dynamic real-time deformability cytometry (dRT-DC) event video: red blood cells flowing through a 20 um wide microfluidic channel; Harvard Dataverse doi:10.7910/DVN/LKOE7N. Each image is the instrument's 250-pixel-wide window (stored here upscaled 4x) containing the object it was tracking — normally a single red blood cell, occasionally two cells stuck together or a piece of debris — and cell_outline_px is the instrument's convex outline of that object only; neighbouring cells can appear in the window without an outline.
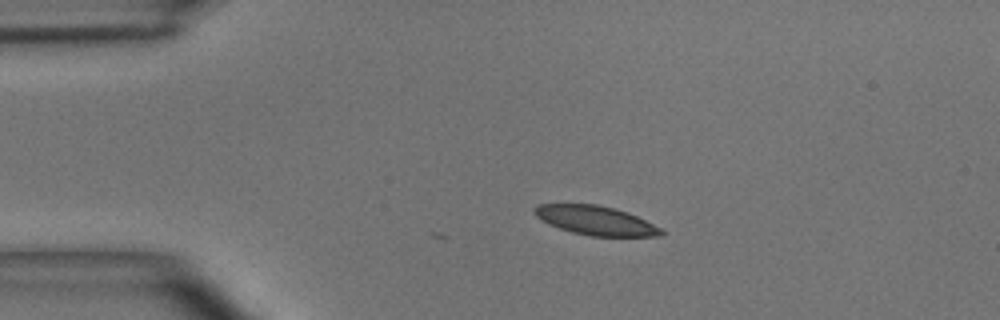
{"species": "common noctule bat (a hibernating species)", "species_latin": "Nyctalus noctula", "temperature_condition": "room temperature", "stored_images_in_passage": 3, "camera_frame_rate_fps": 3000, "um_per_image_px": 0.085, "animal": {"sex": "male", "body_mass_g": 15.6}, "frame": {"image": 1, "passage_image": 1, "time_ms": 0.0, "image_size_px": [1000, 320], "cell_outline_px": [[664, 236], [592, 236], [572, 232], [548, 224], [540, 220], [532, 212], [532, 208], [536, 204], [596, 204], [628, 212], [660, 228], [664, 232]], "centroid_in_image_um": [50.57, 18.73], "position_along_channel_um": 34.4, "area_um2": 21.44}}